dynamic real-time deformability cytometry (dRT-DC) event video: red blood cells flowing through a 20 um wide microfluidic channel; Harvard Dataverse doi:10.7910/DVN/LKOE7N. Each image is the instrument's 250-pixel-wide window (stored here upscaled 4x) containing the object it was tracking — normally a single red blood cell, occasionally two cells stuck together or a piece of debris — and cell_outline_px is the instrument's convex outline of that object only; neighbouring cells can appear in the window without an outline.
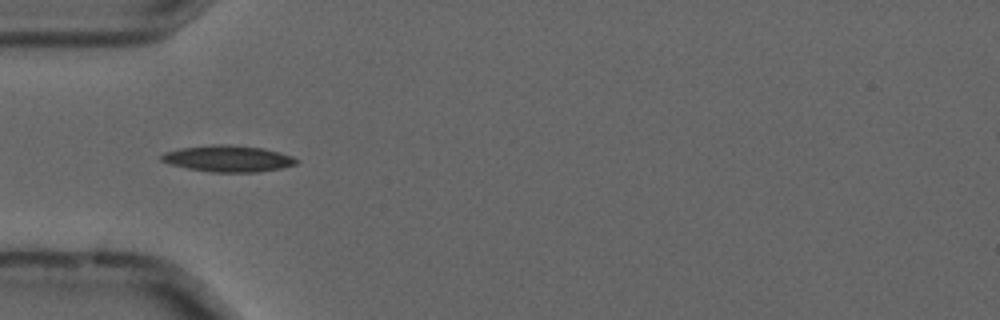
{"species": "common noctule bat (a hibernating species)", "species_latin": "Nyctalus noctula", "temperature_condition": "cold", "stored_images_in_passage": 40, "camera_frame_rate_fps": 3000, "um_per_image_px": 0.085, "animal": {"sex": "male", "forearm_length_mm": 52.5}, "frame": {"image": 1, "passage_image": 2, "time_ms": 0.333, "image_size_px": [1000, 320], "cell_outline_px": [[300, 160], [296, 164], [280, 168], [256, 172], [212, 172], [188, 168], [172, 164], [160, 160], [160, 156], [164, 152], [180, 148], [212, 144], [228, 144], [264, 148], [280, 152], [292, 156]], "centroid_in_image_um": [19.4, 13.47], "position_along_channel_um": 65.6, "area_um2": 20.75}}
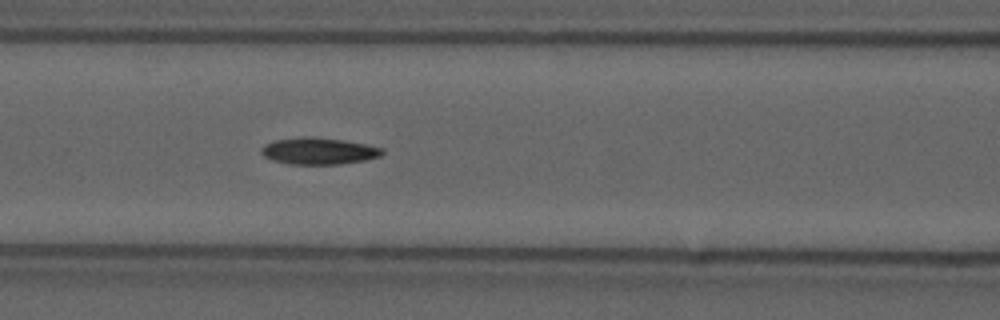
{"frame": {"image": 2, "passage_image": 8, "time_ms": 2.333, "image_size_px": [1000, 320], "cell_outline_px": [[384, 152], [380, 156], [364, 160], [340, 164], [288, 164], [272, 160], [264, 156], [260, 152], [260, 148], [264, 144], [276, 140], [300, 136], [312, 136], [344, 140], [384, 148]], "centroid_in_image_um": [27.06, 12.83], "position_along_channel_um": 139.5, "area_um2": 18.96}}
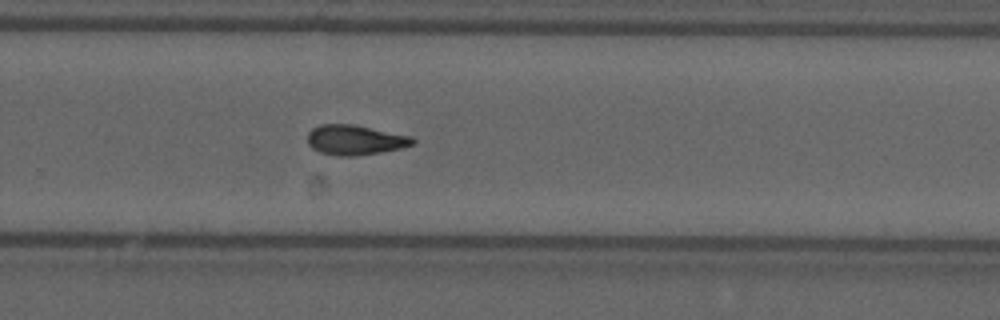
{"frame": {"image": 3, "passage_image": 21, "time_ms": 6.667, "image_size_px": [1000, 320], "cell_outline_px": [[416, 144], [400, 148], [380, 152], [356, 156], [336, 156], [320, 152], [312, 148], [308, 144], [308, 132], [312, 128], [320, 124], [352, 124], [412, 136], [416, 140]], "centroid_in_image_um": [30.18, 11.89], "position_along_channel_um": 299.6, "area_um2": 18.44}, "authors_computed_cell_mechanics": {"area_um2": 17.8891, "velocity_mm_per_s": 3.7011, "shape_relaxation_time_tau1_ms": 6.5657, "shape_relaxation_time_tau2_ms": null, "deformation_change_tau1": 0.1761, "deformation_change_tau2": null}}